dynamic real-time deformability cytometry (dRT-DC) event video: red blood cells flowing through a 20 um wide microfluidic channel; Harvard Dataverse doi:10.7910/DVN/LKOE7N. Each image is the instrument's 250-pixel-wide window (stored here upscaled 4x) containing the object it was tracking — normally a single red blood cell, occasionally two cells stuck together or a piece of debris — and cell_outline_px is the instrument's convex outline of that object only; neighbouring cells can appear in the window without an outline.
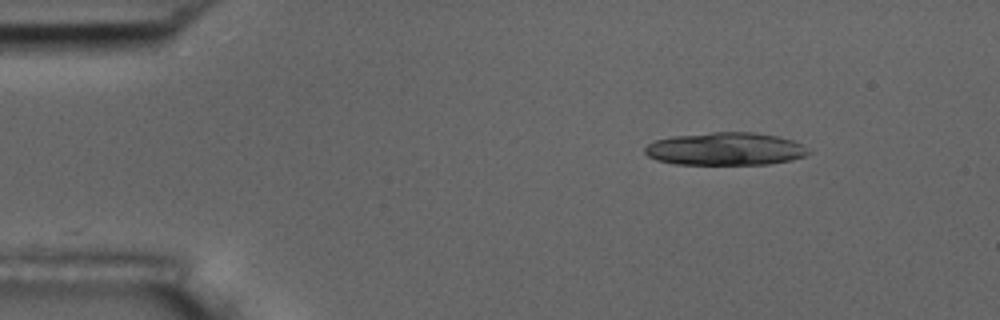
{"species": "common noctule bat (a hibernating species)", "species_latin": "Nyctalus noctula", "temperature_condition": "room temperature", "stored_images_in_passage": 34, "camera_frame_rate_fps": 3000, "um_per_image_px": 0.085, "animal": {"sex": "male", "body_mass_g": 17.5, "forearm_length_mm": 52.3}, "frame": {"image": 1, "passage_image": 1, "time_ms": 0.0, "image_size_px": [1000, 320], "cell_outline_px": [[812, 152], [804, 156], [792, 160], [768, 164], [676, 164], [656, 160], [648, 156], [644, 152], [644, 148], [648, 144], [656, 140], [672, 136], [712, 132], [756, 132], [776, 136], [792, 140], [800, 144]], "centroid_in_image_um": [61.65, 12.66], "position_along_channel_um": 23.4, "area_um2": 31.27}}